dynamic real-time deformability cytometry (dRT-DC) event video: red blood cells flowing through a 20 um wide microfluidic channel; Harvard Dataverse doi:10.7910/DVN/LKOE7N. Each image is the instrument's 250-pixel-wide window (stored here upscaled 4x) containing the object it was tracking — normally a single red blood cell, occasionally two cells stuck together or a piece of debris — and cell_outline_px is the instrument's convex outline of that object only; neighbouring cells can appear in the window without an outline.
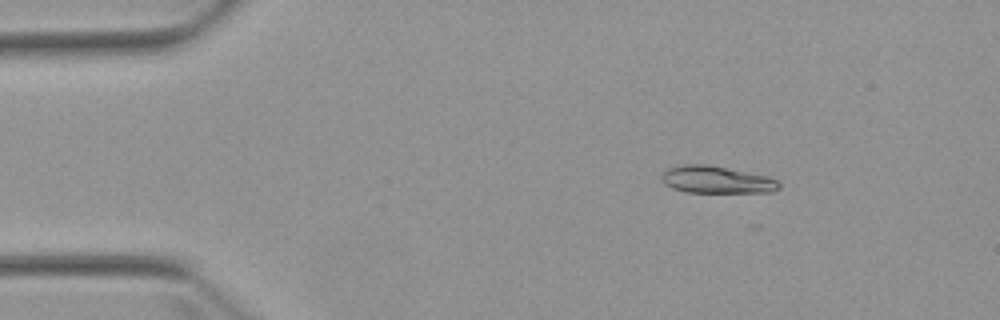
{"species": "Egyptian fruit bat (a non-hibernating species)", "species_latin": "Rousettus aegyptiacus", "temperature_condition": "warm", "stored_images_in_passage": 4, "camera_frame_rate_fps": 3000, "um_per_image_px": 0.085, "animal": {"sex": "female"}, "frame": {"image": 1, "passage_image": 2, "time_ms": 1.0, "image_size_px": [1000, 320], "cell_outline_px": [[780, 188], [772, 192], [684, 192], [672, 188], [664, 184], [660, 180], [660, 176], [668, 168], [684, 164], [708, 164], [768, 176], [776, 180], [780, 184]], "centroid_in_image_um": [60.87, 15.27], "position_along_channel_um": 24.1, "area_um2": 18.73}}